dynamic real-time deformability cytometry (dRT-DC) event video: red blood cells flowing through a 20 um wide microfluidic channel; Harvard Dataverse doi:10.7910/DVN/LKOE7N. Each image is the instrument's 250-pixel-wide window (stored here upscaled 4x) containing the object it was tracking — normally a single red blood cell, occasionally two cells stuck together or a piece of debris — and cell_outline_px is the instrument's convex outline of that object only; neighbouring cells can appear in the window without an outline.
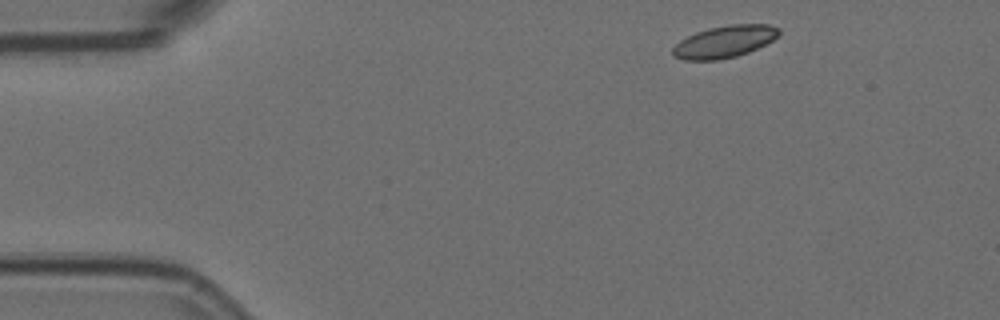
{"species": "Egyptian fruit bat (a non-hibernating species)", "species_latin": "Rousettus aegyptiacus", "temperature_condition": "room temperature", "stored_images_in_passage": 6, "camera_frame_rate_fps": 3000, "um_per_image_px": 0.085, "animal": {"sex": "female"}, "frame": {"image": 1, "passage_image": 1, "time_ms": 0.0, "image_size_px": [1000, 320], "cell_outline_px": [[780, 36], [748, 52], [736, 56], [716, 60], [684, 60], [672, 56], [672, 48], [680, 40], [696, 32], [708, 28], [728, 24], [768, 24], [780, 28]], "centroid_in_image_um": [61.57, 3.53], "position_along_channel_um": 23.4, "area_um2": 19.88}}
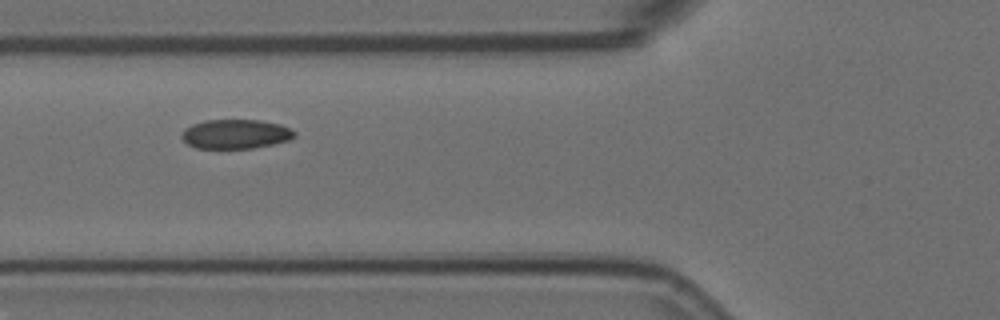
{"frame": {"image": 2, "passage_image": 5, "time_ms": 1.333, "image_size_px": [1000, 320], "cell_outline_px": [[296, 136], [288, 140], [272, 144], [252, 148], [196, 148], [188, 144], [180, 136], [184, 128], [192, 124], [204, 120], [260, 120], [280, 124], [296, 132]], "centroid_in_image_um": [20.0, 11.39], "position_along_channel_um": 105.8, "area_um2": 19.25}}
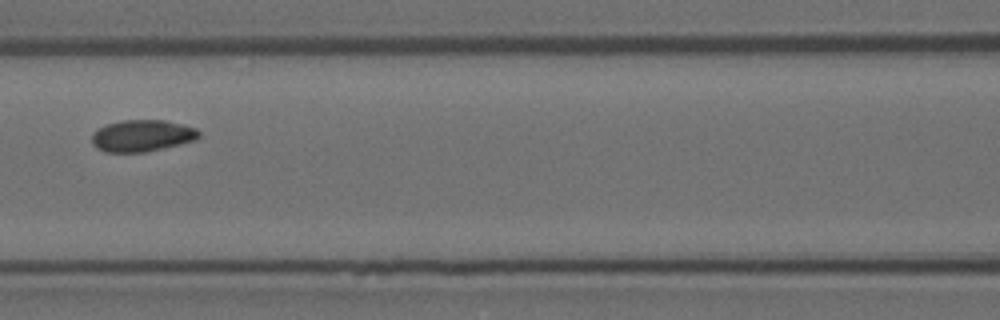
{"frame": {"image": 3, "passage_image": 6, "time_ms": 1.667, "image_size_px": [1000, 320], "cell_outline_px": [[200, 136], [196, 140], [144, 152], [104, 152], [96, 148], [92, 144], [92, 132], [96, 128], [120, 120], [164, 120], [184, 124], [196, 128], [200, 132]], "centroid_in_image_um": [12.05, 11.53], "position_along_channel_um": 154.5, "area_um2": 19.94}}